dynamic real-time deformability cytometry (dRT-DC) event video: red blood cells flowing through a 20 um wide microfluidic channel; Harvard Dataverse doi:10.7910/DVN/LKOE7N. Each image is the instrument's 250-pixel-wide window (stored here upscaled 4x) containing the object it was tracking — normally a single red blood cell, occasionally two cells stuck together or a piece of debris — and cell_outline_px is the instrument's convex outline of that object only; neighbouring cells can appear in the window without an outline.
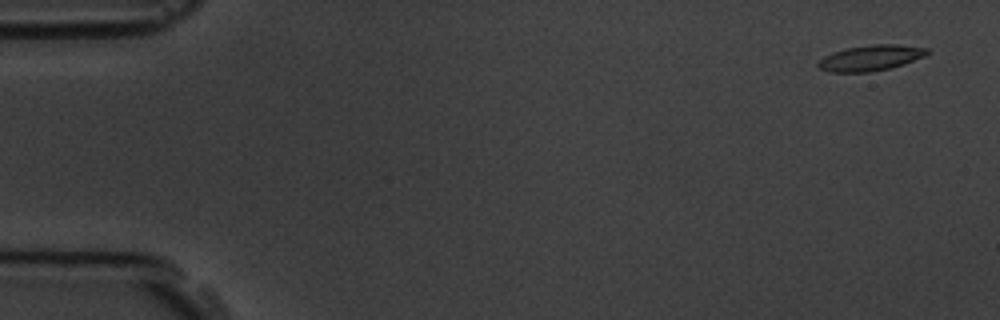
{"species": "common noctule bat (a hibernating species)", "species_latin": "Nyctalus noctula", "temperature_condition": "room temperature", "stored_images_in_passage": 5, "camera_frame_rate_fps": 3000, "um_per_image_px": 0.085, "animal": {"sex": "male", "body_mass_g": 19.5, "forearm_length_mm": 54.6}, "frame": {"image": 1, "passage_image": 1, "time_ms": 0.0, "image_size_px": [1000, 320], "cell_outline_px": [[928, 52], [924, 56], [904, 64], [888, 68], [868, 72], [828, 72], [820, 68], [816, 64], [824, 56], [832, 52], [848, 48], [872, 44], [896, 44], [928, 48]], "centroid_in_image_um": [73.98, 4.92], "position_along_channel_um": 11.0, "area_um2": 16.13}}
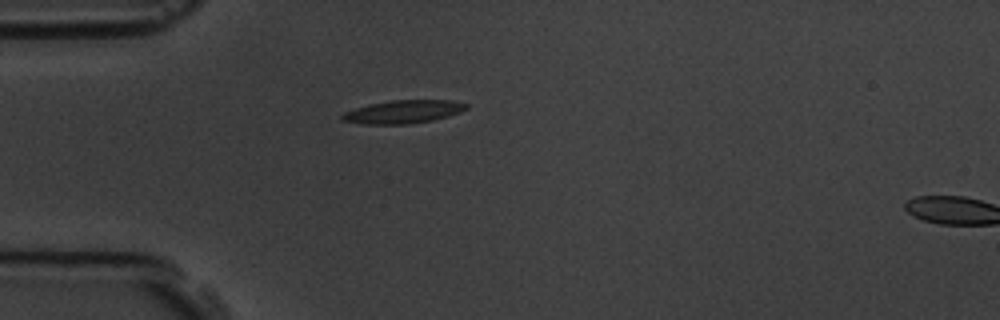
{"frame": {"image": 2, "passage_image": 4, "time_ms": 4.333, "image_size_px": [1000, 320], "cell_outline_px": [[468, 108], [460, 112], [448, 116], [432, 120], [408, 124], [364, 124], [340, 120], [340, 116], [344, 112], [368, 104], [392, 100], [452, 100], [468, 104]], "centroid_in_image_um": [34.26, 9.5], "position_along_channel_um": 50.7, "area_um2": 16.76}}